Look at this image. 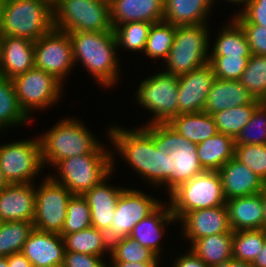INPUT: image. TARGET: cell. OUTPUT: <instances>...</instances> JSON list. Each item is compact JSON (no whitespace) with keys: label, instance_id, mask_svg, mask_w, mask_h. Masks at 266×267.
<instances>
[{"label":"cell","instance_id":"cell-46","mask_svg":"<svg viewBox=\"0 0 266 267\" xmlns=\"http://www.w3.org/2000/svg\"><path fill=\"white\" fill-rule=\"evenodd\" d=\"M250 46L251 54L266 56V28L252 23H238Z\"/></svg>","mask_w":266,"mask_h":267},{"label":"cell","instance_id":"cell-21","mask_svg":"<svg viewBox=\"0 0 266 267\" xmlns=\"http://www.w3.org/2000/svg\"><path fill=\"white\" fill-rule=\"evenodd\" d=\"M34 43L25 38L0 37V76L13 79L34 67Z\"/></svg>","mask_w":266,"mask_h":267},{"label":"cell","instance_id":"cell-52","mask_svg":"<svg viewBox=\"0 0 266 267\" xmlns=\"http://www.w3.org/2000/svg\"><path fill=\"white\" fill-rule=\"evenodd\" d=\"M221 267H253V265L250 262H244L232 258L225 262Z\"/></svg>","mask_w":266,"mask_h":267},{"label":"cell","instance_id":"cell-33","mask_svg":"<svg viewBox=\"0 0 266 267\" xmlns=\"http://www.w3.org/2000/svg\"><path fill=\"white\" fill-rule=\"evenodd\" d=\"M31 119L19 104L12 79L0 76V132L28 124Z\"/></svg>","mask_w":266,"mask_h":267},{"label":"cell","instance_id":"cell-19","mask_svg":"<svg viewBox=\"0 0 266 267\" xmlns=\"http://www.w3.org/2000/svg\"><path fill=\"white\" fill-rule=\"evenodd\" d=\"M21 252L33 267H62L65 255L63 237L33 229Z\"/></svg>","mask_w":266,"mask_h":267},{"label":"cell","instance_id":"cell-50","mask_svg":"<svg viewBox=\"0 0 266 267\" xmlns=\"http://www.w3.org/2000/svg\"><path fill=\"white\" fill-rule=\"evenodd\" d=\"M110 267H159V262H125V261H109ZM109 267V266H108Z\"/></svg>","mask_w":266,"mask_h":267},{"label":"cell","instance_id":"cell-10","mask_svg":"<svg viewBox=\"0 0 266 267\" xmlns=\"http://www.w3.org/2000/svg\"><path fill=\"white\" fill-rule=\"evenodd\" d=\"M135 92L138 104L153 115L147 124L169 123L179 115L178 75L156 72L139 83Z\"/></svg>","mask_w":266,"mask_h":267},{"label":"cell","instance_id":"cell-41","mask_svg":"<svg viewBox=\"0 0 266 267\" xmlns=\"http://www.w3.org/2000/svg\"><path fill=\"white\" fill-rule=\"evenodd\" d=\"M92 227L90 207L83 195L73 194L67 205L62 235L78 232Z\"/></svg>","mask_w":266,"mask_h":267},{"label":"cell","instance_id":"cell-25","mask_svg":"<svg viewBox=\"0 0 266 267\" xmlns=\"http://www.w3.org/2000/svg\"><path fill=\"white\" fill-rule=\"evenodd\" d=\"M228 221L231 230L264 229V210L261 193L227 200Z\"/></svg>","mask_w":266,"mask_h":267},{"label":"cell","instance_id":"cell-13","mask_svg":"<svg viewBox=\"0 0 266 267\" xmlns=\"http://www.w3.org/2000/svg\"><path fill=\"white\" fill-rule=\"evenodd\" d=\"M35 187L34 229L62 235L67 205L73 195L49 175Z\"/></svg>","mask_w":266,"mask_h":267},{"label":"cell","instance_id":"cell-24","mask_svg":"<svg viewBox=\"0 0 266 267\" xmlns=\"http://www.w3.org/2000/svg\"><path fill=\"white\" fill-rule=\"evenodd\" d=\"M109 177L110 175L83 195L90 207L92 227L105 233L110 230L117 201L126 189L107 184Z\"/></svg>","mask_w":266,"mask_h":267},{"label":"cell","instance_id":"cell-42","mask_svg":"<svg viewBox=\"0 0 266 267\" xmlns=\"http://www.w3.org/2000/svg\"><path fill=\"white\" fill-rule=\"evenodd\" d=\"M235 144L266 145V105L261 103L235 138Z\"/></svg>","mask_w":266,"mask_h":267},{"label":"cell","instance_id":"cell-7","mask_svg":"<svg viewBox=\"0 0 266 267\" xmlns=\"http://www.w3.org/2000/svg\"><path fill=\"white\" fill-rule=\"evenodd\" d=\"M54 28L64 32L113 31L109 0H52Z\"/></svg>","mask_w":266,"mask_h":267},{"label":"cell","instance_id":"cell-56","mask_svg":"<svg viewBox=\"0 0 266 267\" xmlns=\"http://www.w3.org/2000/svg\"><path fill=\"white\" fill-rule=\"evenodd\" d=\"M0 267H9L6 257H0Z\"/></svg>","mask_w":266,"mask_h":267},{"label":"cell","instance_id":"cell-44","mask_svg":"<svg viewBox=\"0 0 266 267\" xmlns=\"http://www.w3.org/2000/svg\"><path fill=\"white\" fill-rule=\"evenodd\" d=\"M250 57L209 56L215 78L222 80H239Z\"/></svg>","mask_w":266,"mask_h":267},{"label":"cell","instance_id":"cell-5","mask_svg":"<svg viewBox=\"0 0 266 267\" xmlns=\"http://www.w3.org/2000/svg\"><path fill=\"white\" fill-rule=\"evenodd\" d=\"M153 140L156 147L169 153V179L162 185L168 195L180 184L204 172L197 156V144L179 134L168 123L153 124Z\"/></svg>","mask_w":266,"mask_h":267},{"label":"cell","instance_id":"cell-8","mask_svg":"<svg viewBox=\"0 0 266 267\" xmlns=\"http://www.w3.org/2000/svg\"><path fill=\"white\" fill-rule=\"evenodd\" d=\"M209 25L176 26V34L164 72L182 75L209 62ZM208 27V28H207Z\"/></svg>","mask_w":266,"mask_h":267},{"label":"cell","instance_id":"cell-6","mask_svg":"<svg viewBox=\"0 0 266 267\" xmlns=\"http://www.w3.org/2000/svg\"><path fill=\"white\" fill-rule=\"evenodd\" d=\"M113 156L114 152L72 156L59 161L53 167L59 174H50V177L72 194L84 195L109 175L112 176L116 164Z\"/></svg>","mask_w":266,"mask_h":267},{"label":"cell","instance_id":"cell-28","mask_svg":"<svg viewBox=\"0 0 266 267\" xmlns=\"http://www.w3.org/2000/svg\"><path fill=\"white\" fill-rule=\"evenodd\" d=\"M234 152L235 139L221 132L197 144V156L206 171H218L234 157Z\"/></svg>","mask_w":266,"mask_h":267},{"label":"cell","instance_id":"cell-58","mask_svg":"<svg viewBox=\"0 0 266 267\" xmlns=\"http://www.w3.org/2000/svg\"><path fill=\"white\" fill-rule=\"evenodd\" d=\"M262 103H263L264 105H266V97L264 98V100L262 101Z\"/></svg>","mask_w":266,"mask_h":267},{"label":"cell","instance_id":"cell-47","mask_svg":"<svg viewBox=\"0 0 266 267\" xmlns=\"http://www.w3.org/2000/svg\"><path fill=\"white\" fill-rule=\"evenodd\" d=\"M101 256L65 251L62 267H108Z\"/></svg>","mask_w":266,"mask_h":267},{"label":"cell","instance_id":"cell-48","mask_svg":"<svg viewBox=\"0 0 266 267\" xmlns=\"http://www.w3.org/2000/svg\"><path fill=\"white\" fill-rule=\"evenodd\" d=\"M186 253L178 257L172 267H208L191 249Z\"/></svg>","mask_w":266,"mask_h":267},{"label":"cell","instance_id":"cell-36","mask_svg":"<svg viewBox=\"0 0 266 267\" xmlns=\"http://www.w3.org/2000/svg\"><path fill=\"white\" fill-rule=\"evenodd\" d=\"M266 240V230H241L233 232V259L250 262L258 256Z\"/></svg>","mask_w":266,"mask_h":267},{"label":"cell","instance_id":"cell-18","mask_svg":"<svg viewBox=\"0 0 266 267\" xmlns=\"http://www.w3.org/2000/svg\"><path fill=\"white\" fill-rule=\"evenodd\" d=\"M34 183L7 184L0 190V222L34 220Z\"/></svg>","mask_w":266,"mask_h":267},{"label":"cell","instance_id":"cell-3","mask_svg":"<svg viewBox=\"0 0 266 267\" xmlns=\"http://www.w3.org/2000/svg\"><path fill=\"white\" fill-rule=\"evenodd\" d=\"M81 120L65 117L39 137L43 166L54 167L59 161L89 153H112L94 137ZM96 138V139H95Z\"/></svg>","mask_w":266,"mask_h":267},{"label":"cell","instance_id":"cell-38","mask_svg":"<svg viewBox=\"0 0 266 267\" xmlns=\"http://www.w3.org/2000/svg\"><path fill=\"white\" fill-rule=\"evenodd\" d=\"M111 261L125 262H159L160 258L149 248L141 246V244L126 236L111 242L110 246Z\"/></svg>","mask_w":266,"mask_h":267},{"label":"cell","instance_id":"cell-55","mask_svg":"<svg viewBox=\"0 0 266 267\" xmlns=\"http://www.w3.org/2000/svg\"><path fill=\"white\" fill-rule=\"evenodd\" d=\"M216 1H219V0H213V3H216ZM225 1V0H224ZM227 2H231V4H243L241 8L244 7V5L246 4L247 0H226ZM239 3V4H238ZM245 3V4H244Z\"/></svg>","mask_w":266,"mask_h":267},{"label":"cell","instance_id":"cell-12","mask_svg":"<svg viewBox=\"0 0 266 267\" xmlns=\"http://www.w3.org/2000/svg\"><path fill=\"white\" fill-rule=\"evenodd\" d=\"M44 167L39 136L0 145V169L9 184L34 183Z\"/></svg>","mask_w":266,"mask_h":267},{"label":"cell","instance_id":"cell-45","mask_svg":"<svg viewBox=\"0 0 266 267\" xmlns=\"http://www.w3.org/2000/svg\"><path fill=\"white\" fill-rule=\"evenodd\" d=\"M232 18L237 23H252L266 28V0H247L244 8Z\"/></svg>","mask_w":266,"mask_h":267},{"label":"cell","instance_id":"cell-31","mask_svg":"<svg viewBox=\"0 0 266 267\" xmlns=\"http://www.w3.org/2000/svg\"><path fill=\"white\" fill-rule=\"evenodd\" d=\"M61 236L65 251L80 252L103 258H105L104 255L110 253L111 243L108 241L107 234L95 227Z\"/></svg>","mask_w":266,"mask_h":267},{"label":"cell","instance_id":"cell-32","mask_svg":"<svg viewBox=\"0 0 266 267\" xmlns=\"http://www.w3.org/2000/svg\"><path fill=\"white\" fill-rule=\"evenodd\" d=\"M230 22L219 30L209 56L251 57L250 46L241 26L233 18Z\"/></svg>","mask_w":266,"mask_h":267},{"label":"cell","instance_id":"cell-1","mask_svg":"<svg viewBox=\"0 0 266 267\" xmlns=\"http://www.w3.org/2000/svg\"><path fill=\"white\" fill-rule=\"evenodd\" d=\"M107 137L115 151L130 167L151 185L161 187L169 179L170 156L156 147L153 124L126 129L119 126L107 128Z\"/></svg>","mask_w":266,"mask_h":267},{"label":"cell","instance_id":"cell-26","mask_svg":"<svg viewBox=\"0 0 266 267\" xmlns=\"http://www.w3.org/2000/svg\"><path fill=\"white\" fill-rule=\"evenodd\" d=\"M254 99L239 80L215 78L207 96L204 111L212 115L218 111L250 104Z\"/></svg>","mask_w":266,"mask_h":267},{"label":"cell","instance_id":"cell-15","mask_svg":"<svg viewBox=\"0 0 266 267\" xmlns=\"http://www.w3.org/2000/svg\"><path fill=\"white\" fill-rule=\"evenodd\" d=\"M140 191L135 188H126L121 193L112 217L110 230L106 233L110 243L129 236L133 227L162 203V200Z\"/></svg>","mask_w":266,"mask_h":267},{"label":"cell","instance_id":"cell-40","mask_svg":"<svg viewBox=\"0 0 266 267\" xmlns=\"http://www.w3.org/2000/svg\"><path fill=\"white\" fill-rule=\"evenodd\" d=\"M239 81L257 100L266 97V56L252 54Z\"/></svg>","mask_w":266,"mask_h":267},{"label":"cell","instance_id":"cell-17","mask_svg":"<svg viewBox=\"0 0 266 267\" xmlns=\"http://www.w3.org/2000/svg\"><path fill=\"white\" fill-rule=\"evenodd\" d=\"M188 242L219 233L233 232L225 205L187 212L179 221Z\"/></svg>","mask_w":266,"mask_h":267},{"label":"cell","instance_id":"cell-35","mask_svg":"<svg viewBox=\"0 0 266 267\" xmlns=\"http://www.w3.org/2000/svg\"><path fill=\"white\" fill-rule=\"evenodd\" d=\"M33 229L34 224L29 221L0 222V257L21 252Z\"/></svg>","mask_w":266,"mask_h":267},{"label":"cell","instance_id":"cell-29","mask_svg":"<svg viewBox=\"0 0 266 267\" xmlns=\"http://www.w3.org/2000/svg\"><path fill=\"white\" fill-rule=\"evenodd\" d=\"M233 232L219 233L194 240L190 249L208 266L221 267L232 259Z\"/></svg>","mask_w":266,"mask_h":267},{"label":"cell","instance_id":"cell-54","mask_svg":"<svg viewBox=\"0 0 266 267\" xmlns=\"http://www.w3.org/2000/svg\"><path fill=\"white\" fill-rule=\"evenodd\" d=\"M7 184H9V183L6 181L4 174H3L2 170L0 169V190L2 188H4Z\"/></svg>","mask_w":266,"mask_h":267},{"label":"cell","instance_id":"cell-2","mask_svg":"<svg viewBox=\"0 0 266 267\" xmlns=\"http://www.w3.org/2000/svg\"><path fill=\"white\" fill-rule=\"evenodd\" d=\"M68 34L72 42L74 65L82 63L101 87H114L120 80V60L114 31Z\"/></svg>","mask_w":266,"mask_h":267},{"label":"cell","instance_id":"cell-30","mask_svg":"<svg viewBox=\"0 0 266 267\" xmlns=\"http://www.w3.org/2000/svg\"><path fill=\"white\" fill-rule=\"evenodd\" d=\"M168 124L183 137L196 144L218 132L212 115L205 111L179 114Z\"/></svg>","mask_w":266,"mask_h":267},{"label":"cell","instance_id":"cell-51","mask_svg":"<svg viewBox=\"0 0 266 267\" xmlns=\"http://www.w3.org/2000/svg\"><path fill=\"white\" fill-rule=\"evenodd\" d=\"M251 264L253 267H266V240L262 250Z\"/></svg>","mask_w":266,"mask_h":267},{"label":"cell","instance_id":"cell-39","mask_svg":"<svg viewBox=\"0 0 266 267\" xmlns=\"http://www.w3.org/2000/svg\"><path fill=\"white\" fill-rule=\"evenodd\" d=\"M152 24L154 23L128 22L113 26L118 49L143 53Z\"/></svg>","mask_w":266,"mask_h":267},{"label":"cell","instance_id":"cell-11","mask_svg":"<svg viewBox=\"0 0 266 267\" xmlns=\"http://www.w3.org/2000/svg\"><path fill=\"white\" fill-rule=\"evenodd\" d=\"M12 81L19 104L29 117L33 111H43L57 104L64 91L59 80L35 66Z\"/></svg>","mask_w":266,"mask_h":267},{"label":"cell","instance_id":"cell-23","mask_svg":"<svg viewBox=\"0 0 266 267\" xmlns=\"http://www.w3.org/2000/svg\"><path fill=\"white\" fill-rule=\"evenodd\" d=\"M173 222L178 220L173 215L170 204L162 202L151 214L133 227L129 236L160 258V255H163L161 238L165 233V227Z\"/></svg>","mask_w":266,"mask_h":267},{"label":"cell","instance_id":"cell-49","mask_svg":"<svg viewBox=\"0 0 266 267\" xmlns=\"http://www.w3.org/2000/svg\"><path fill=\"white\" fill-rule=\"evenodd\" d=\"M6 258L9 267H33L22 252L14 253Z\"/></svg>","mask_w":266,"mask_h":267},{"label":"cell","instance_id":"cell-34","mask_svg":"<svg viewBox=\"0 0 266 267\" xmlns=\"http://www.w3.org/2000/svg\"><path fill=\"white\" fill-rule=\"evenodd\" d=\"M261 103L262 101L254 99L250 104L232 107L212 114L218 132L232 136L235 139Z\"/></svg>","mask_w":266,"mask_h":267},{"label":"cell","instance_id":"cell-27","mask_svg":"<svg viewBox=\"0 0 266 267\" xmlns=\"http://www.w3.org/2000/svg\"><path fill=\"white\" fill-rule=\"evenodd\" d=\"M213 5V0H164L163 21L175 26L208 24Z\"/></svg>","mask_w":266,"mask_h":267},{"label":"cell","instance_id":"cell-53","mask_svg":"<svg viewBox=\"0 0 266 267\" xmlns=\"http://www.w3.org/2000/svg\"><path fill=\"white\" fill-rule=\"evenodd\" d=\"M261 193V198H262V203H263V210H264V229L266 230V185L262 189Z\"/></svg>","mask_w":266,"mask_h":267},{"label":"cell","instance_id":"cell-22","mask_svg":"<svg viewBox=\"0 0 266 267\" xmlns=\"http://www.w3.org/2000/svg\"><path fill=\"white\" fill-rule=\"evenodd\" d=\"M112 27L128 22L159 23L164 19V0H109Z\"/></svg>","mask_w":266,"mask_h":267},{"label":"cell","instance_id":"cell-9","mask_svg":"<svg viewBox=\"0 0 266 267\" xmlns=\"http://www.w3.org/2000/svg\"><path fill=\"white\" fill-rule=\"evenodd\" d=\"M171 211L179 221L187 212L225 205L218 171H204L180 184L169 195Z\"/></svg>","mask_w":266,"mask_h":267},{"label":"cell","instance_id":"cell-37","mask_svg":"<svg viewBox=\"0 0 266 267\" xmlns=\"http://www.w3.org/2000/svg\"><path fill=\"white\" fill-rule=\"evenodd\" d=\"M175 34V25L165 21L152 24L143 52L152 59L165 61L173 45Z\"/></svg>","mask_w":266,"mask_h":267},{"label":"cell","instance_id":"cell-4","mask_svg":"<svg viewBox=\"0 0 266 267\" xmlns=\"http://www.w3.org/2000/svg\"><path fill=\"white\" fill-rule=\"evenodd\" d=\"M54 28L52 0H5L0 35L37 41Z\"/></svg>","mask_w":266,"mask_h":267},{"label":"cell","instance_id":"cell-20","mask_svg":"<svg viewBox=\"0 0 266 267\" xmlns=\"http://www.w3.org/2000/svg\"><path fill=\"white\" fill-rule=\"evenodd\" d=\"M223 194L227 200L260 193L266 183L249 167L233 157L219 170Z\"/></svg>","mask_w":266,"mask_h":267},{"label":"cell","instance_id":"cell-57","mask_svg":"<svg viewBox=\"0 0 266 267\" xmlns=\"http://www.w3.org/2000/svg\"><path fill=\"white\" fill-rule=\"evenodd\" d=\"M4 1L5 0H0V20H1L2 12H3Z\"/></svg>","mask_w":266,"mask_h":267},{"label":"cell","instance_id":"cell-43","mask_svg":"<svg viewBox=\"0 0 266 267\" xmlns=\"http://www.w3.org/2000/svg\"><path fill=\"white\" fill-rule=\"evenodd\" d=\"M234 157L266 183V145L235 144Z\"/></svg>","mask_w":266,"mask_h":267},{"label":"cell","instance_id":"cell-16","mask_svg":"<svg viewBox=\"0 0 266 267\" xmlns=\"http://www.w3.org/2000/svg\"><path fill=\"white\" fill-rule=\"evenodd\" d=\"M214 80V70L209 62L189 73L179 75L177 97L179 114L204 111Z\"/></svg>","mask_w":266,"mask_h":267},{"label":"cell","instance_id":"cell-14","mask_svg":"<svg viewBox=\"0 0 266 267\" xmlns=\"http://www.w3.org/2000/svg\"><path fill=\"white\" fill-rule=\"evenodd\" d=\"M34 66L53 75L63 85L66 84L64 81L75 66L68 32L53 28L35 41Z\"/></svg>","mask_w":266,"mask_h":267}]
</instances>
